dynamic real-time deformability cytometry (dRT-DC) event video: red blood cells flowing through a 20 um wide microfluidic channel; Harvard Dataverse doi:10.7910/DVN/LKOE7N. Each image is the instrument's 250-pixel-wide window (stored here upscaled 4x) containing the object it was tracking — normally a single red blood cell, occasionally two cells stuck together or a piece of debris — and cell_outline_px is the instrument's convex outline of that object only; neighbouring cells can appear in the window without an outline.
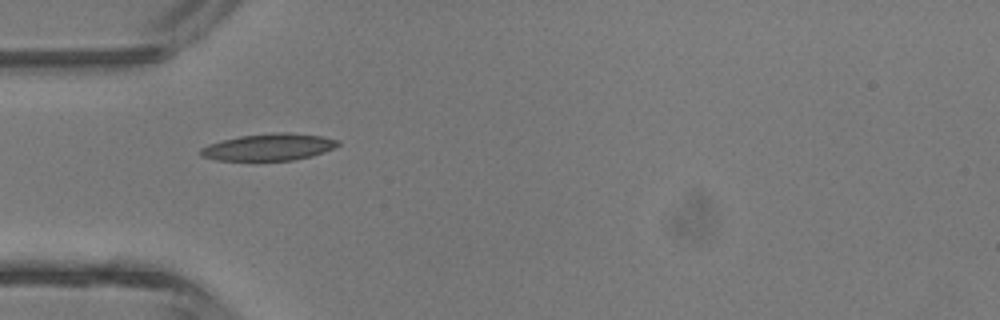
{"species": "common noctule bat (a hibernating species)", "species_latin": "Nyctalus noctula", "temperature_condition": "room temperature", "stored_images_in_passage": 1, "camera_frame_rate_fps": 3000, "um_per_image_px": 0.085, "animal": {"sex": "male", "body_mass_g": 13.3}, "frame": {"image": 1, "passage_image": 1, "time_ms": 0.0, "image_size_px": [1000, 320], "cell_outline_px": [[340, 144], [324, 152], [312, 156], [292, 160], [216, 160], [200, 156], [200, 148], [208, 144], [240, 136], [272, 132], [288, 132], [320, 136], [340, 140]], "centroid_in_image_um": [22.85, 12.5], "position_along_channel_um": 62.2, "area_um2": 21.44}}